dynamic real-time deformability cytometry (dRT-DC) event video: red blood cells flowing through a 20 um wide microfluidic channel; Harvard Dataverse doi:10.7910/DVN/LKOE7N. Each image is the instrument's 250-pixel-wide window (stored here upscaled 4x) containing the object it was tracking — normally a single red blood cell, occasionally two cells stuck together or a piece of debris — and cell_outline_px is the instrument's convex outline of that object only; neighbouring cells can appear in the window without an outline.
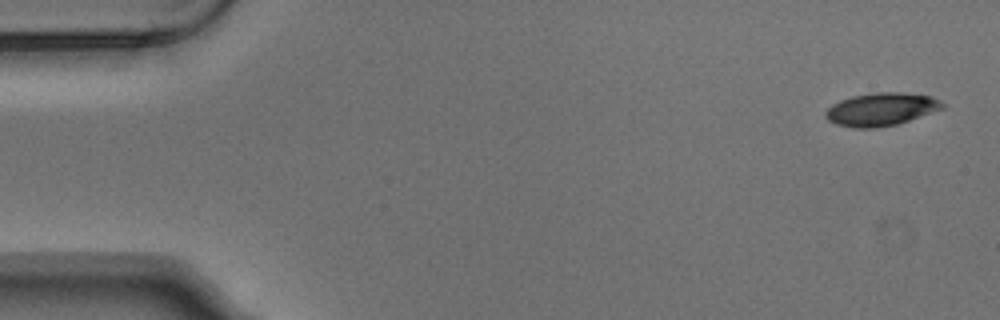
{"species": "Egyptian fruit bat (a non-hibernating species)", "species_latin": "Rousettus aegyptiacus", "temperature_condition": "warm", "stored_images_in_passage": 5, "camera_frame_rate_fps": 3000, "um_per_image_px": 0.085, "animal": {"sex": "male"}, "frame": {"image": 1, "passage_image": 1, "time_ms": 0.0, "image_size_px": [1000, 320], "cell_outline_px": [[944, 108], [896, 124], [876, 128], [852, 128], [836, 124], [828, 120], [824, 116], [824, 112], [832, 104], [840, 100], [852, 96], [876, 92], [900, 92], [932, 96], [940, 100], [944, 104]], "centroid_in_image_um": [74.87, 9.29], "position_along_channel_um": 10.1, "area_um2": 22.43}}
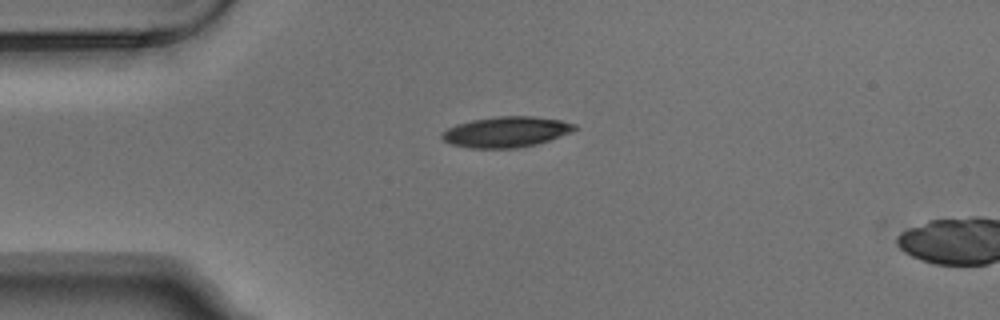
{"frame": {"image": 2, "passage_image": 4, "time_ms": 1.0, "image_size_px": [1000, 320], "cell_outline_px": [[580, 128], [572, 132], [536, 144], [516, 148], [468, 148], [452, 144], [444, 140], [440, 136], [440, 132], [456, 124], [472, 120], [496, 116], [536, 116], [560, 120], [576, 124]], "centroid_in_image_um": [43.03, 11.2], "position_along_channel_um": 42.0, "area_um2": 23.81}}